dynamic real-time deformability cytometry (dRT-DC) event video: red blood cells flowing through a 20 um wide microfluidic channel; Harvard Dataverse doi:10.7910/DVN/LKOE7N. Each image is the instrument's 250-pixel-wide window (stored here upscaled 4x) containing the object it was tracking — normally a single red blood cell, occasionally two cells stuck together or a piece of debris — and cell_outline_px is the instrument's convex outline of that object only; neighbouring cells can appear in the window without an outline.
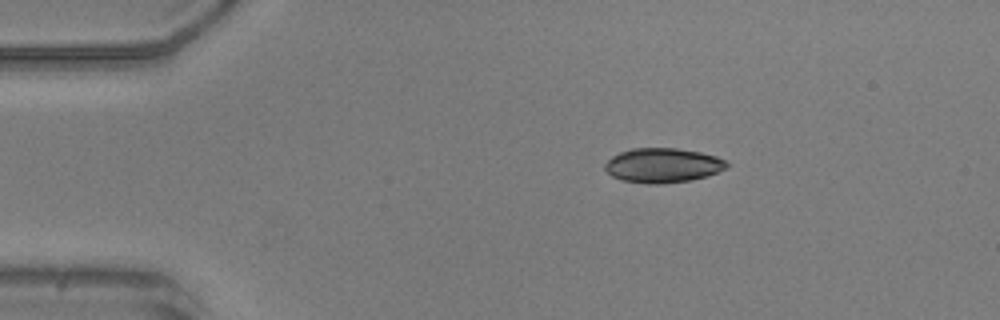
{"species": "common noctule bat (a hibernating species)", "species_latin": "Nyctalus noctula", "temperature_condition": "warm", "stored_images_in_passage": 43, "camera_frame_rate_fps": 3000, "um_per_image_px": 0.085, "animal": {"sex": "male", "body_mass_g": 20.5, "forearm_length_mm": 52.5}, "frame": {"image": 1, "passage_image": 1, "time_ms": 0.0, "image_size_px": [1000, 320], "cell_outline_px": [[728, 168], [708, 176], [692, 180], [664, 184], [648, 184], [624, 180], [612, 176], [604, 168], [604, 164], [612, 156], [620, 152], [632, 148], [676, 148], [700, 152], [716, 156], [724, 160], [728, 164]], "centroid_in_image_um": [56.35, 14.06], "position_along_channel_um": 28.6, "area_um2": 24.62}}
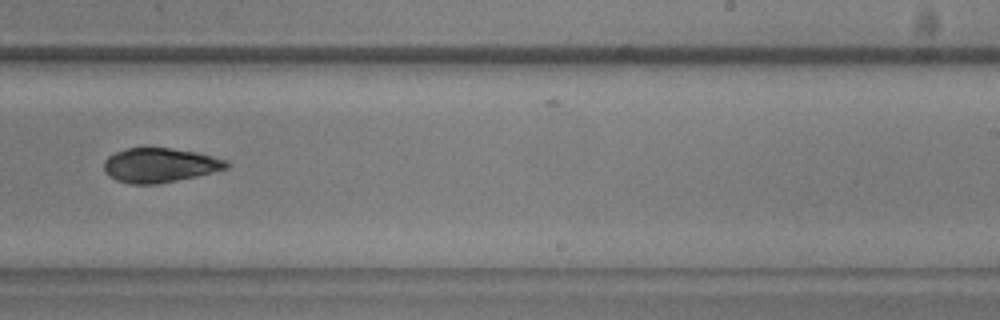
{"frame": {"image": 2, "passage_image": 24, "time_ms": 7.667, "image_size_px": [1000, 320], "cell_outline_px": [[228, 168], [196, 176], [156, 184], [128, 184], [116, 180], [108, 176], [104, 172], [104, 160], [108, 156], [116, 152], [128, 148], [168, 148], [196, 152], [228, 160]], "centroid_in_image_um": [13.55, 14.05], "position_along_channel_um": 275.5, "area_um2": 24.45}}
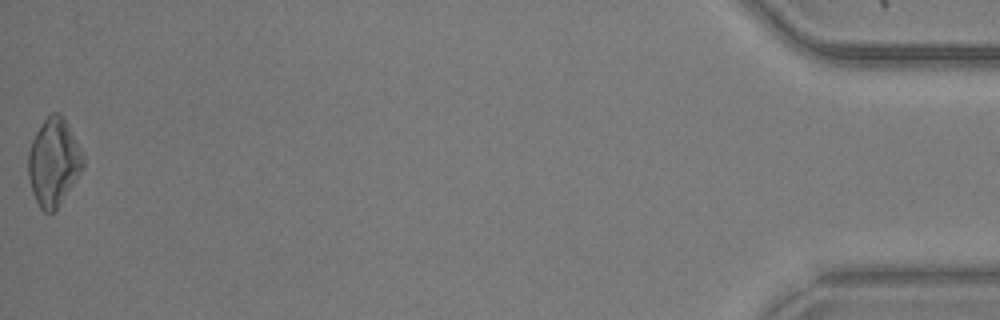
{"frame": {"image": 3, "passage_image": 43, "time_ms": 14.0, "image_size_px": [1000, 320], "cell_outline_px": [[84, 164], [56, 208], [52, 212], [44, 212], [40, 208], [32, 192], [28, 176], [28, 152], [32, 140], [36, 132], [44, 120], [52, 112], [60, 112], [64, 116], [84, 156]], "centroid_in_image_um": [4.53, 13.73], "position_along_channel_um": 430.7, "area_um2": 27.34}, "authors_computed_cell_mechanics": {"area_um2": 25.2008, "velocity_mm_per_s": 3.971, "shape_relaxation_time_tau1_ms": 3.18, "shape_relaxation_time_tau2_ms": null, "deformation_change_tau1": 0.1076, "deformation_change_tau2": null}}